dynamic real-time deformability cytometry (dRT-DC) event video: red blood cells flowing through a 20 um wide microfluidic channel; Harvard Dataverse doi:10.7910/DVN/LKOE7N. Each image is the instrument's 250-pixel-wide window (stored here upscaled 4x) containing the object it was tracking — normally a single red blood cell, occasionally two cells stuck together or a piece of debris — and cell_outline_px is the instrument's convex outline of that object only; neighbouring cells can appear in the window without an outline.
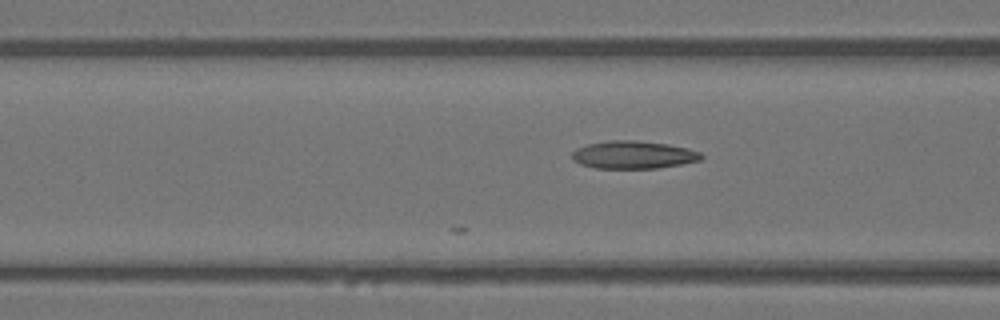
{"species": "Egyptian fruit bat (a non-hibernating species)", "species_latin": "Rousettus aegyptiacus", "temperature_condition": "warm", "stored_images_in_passage": 6, "camera_frame_rate_fps": 3000, "um_per_image_px": 0.085, "animal": {"sex": "female"}, "frame": {"image": 1, "passage_image": 6, "time_ms": 1.667, "image_size_px": [1000, 320], "cell_outline_px": [[704, 156], [700, 160], [680, 164], [656, 168], [596, 168], [580, 164], [572, 160], [572, 152], [576, 148], [588, 144], [612, 140], [636, 140], [668, 144], [688, 148], [700, 152]], "centroid_in_image_um": [53.83, 13.15], "position_along_channel_um": 112.8, "area_um2": 20.87}}